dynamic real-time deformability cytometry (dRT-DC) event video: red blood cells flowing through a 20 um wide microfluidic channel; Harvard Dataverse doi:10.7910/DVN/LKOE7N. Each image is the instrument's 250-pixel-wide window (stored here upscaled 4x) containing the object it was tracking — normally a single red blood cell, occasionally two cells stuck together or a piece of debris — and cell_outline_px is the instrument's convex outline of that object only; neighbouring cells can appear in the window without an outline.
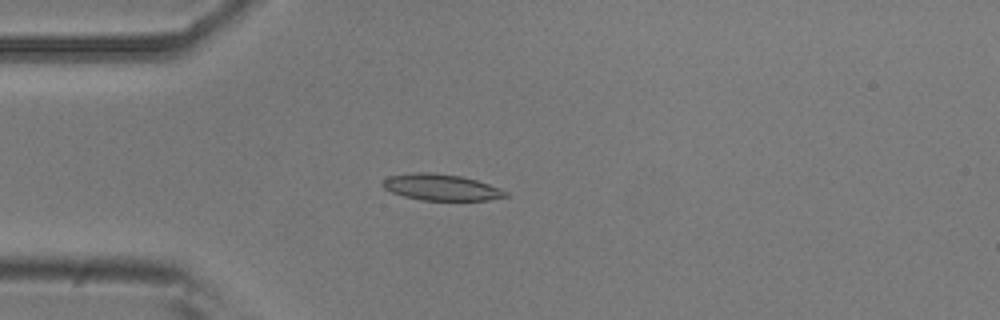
{"species": "common noctule bat (a hibernating species)", "species_latin": "Nyctalus noctula", "temperature_condition": "room temperature", "stored_images_in_passage": 3, "camera_frame_rate_fps": 3000, "um_per_image_px": 0.085, "animal": {"sex": "male", "body_mass_g": 20.5, "forearm_length_mm": 52.5}, "frame": {"image": 1, "passage_image": 3, "time_ms": 0.667, "image_size_px": [1000, 320], "cell_outline_px": [[512, 196], [488, 200], [420, 200], [404, 196], [392, 192], [384, 188], [380, 184], [388, 176], [412, 172], [432, 172], [460, 176], [476, 180], [500, 188], [508, 192]], "centroid_in_image_um": [37.51, 15.92], "position_along_channel_um": 47.5, "area_um2": 18.96}}